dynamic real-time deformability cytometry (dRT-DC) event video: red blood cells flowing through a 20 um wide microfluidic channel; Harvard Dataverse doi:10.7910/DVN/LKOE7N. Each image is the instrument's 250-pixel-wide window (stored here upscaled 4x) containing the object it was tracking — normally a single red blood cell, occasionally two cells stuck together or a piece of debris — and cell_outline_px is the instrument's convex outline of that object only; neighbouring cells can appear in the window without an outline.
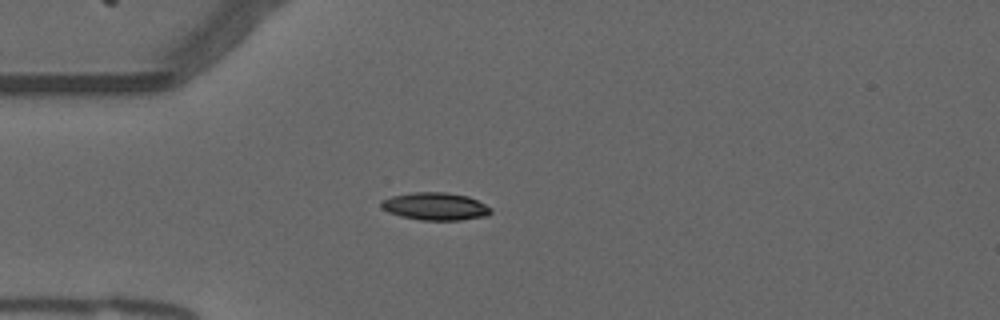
{"species": "common noctule bat (a hibernating species)", "species_latin": "Nyctalus noctula", "temperature_condition": "warm", "stored_images_in_passage": 41, "camera_frame_rate_fps": 3000, "um_per_image_px": 0.085, "animal": {"sex": "male", "forearm_length_mm": 52.5}, "frame": {"image": 1, "passage_image": 1, "time_ms": 0.0, "image_size_px": [1000, 320], "cell_outline_px": [[492, 212], [488, 216], [460, 220], [420, 220], [400, 216], [388, 212], [380, 208], [380, 200], [392, 196], [412, 192], [444, 192], [468, 196], [492, 208]], "centroid_in_image_um": [36.98, 17.54], "position_along_channel_um": 48.0, "area_um2": 17.8}}
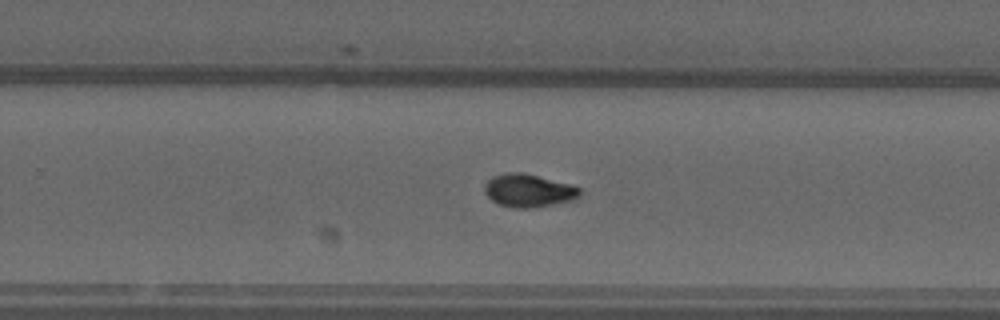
{"frame": {"image": 2, "passage_image": 21, "time_ms": 6.667, "image_size_px": [1000, 320], "cell_outline_px": [[580, 196], [576, 200], [536, 208], [512, 208], [496, 204], [484, 192], [484, 184], [492, 176], [504, 172], [520, 172], [572, 184], [580, 188]], "centroid_in_image_um": [44.93, 16.21], "position_along_channel_um": 284.9, "area_um2": 18.73}}
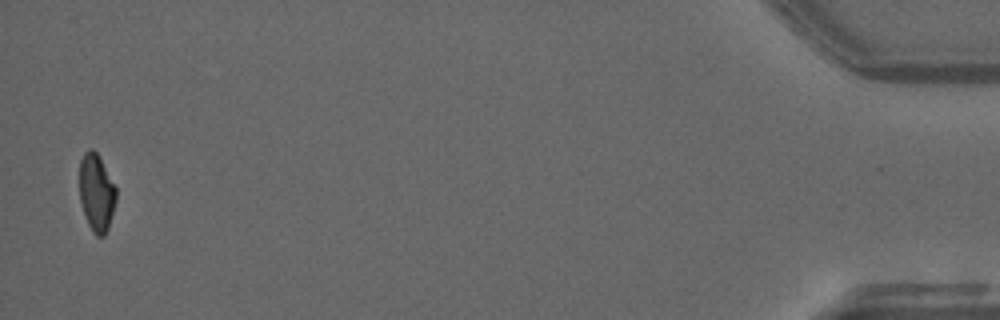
{"frame": {"image": 3, "passage_image": 40, "time_ms": 13.0, "image_size_px": [1000, 320], "cell_outline_px": [[116, 200], [108, 228], [104, 236], [96, 236], [92, 232], [88, 224], [80, 200], [80, 160], [84, 152], [88, 148], [92, 148], [100, 156], [116, 188]], "centroid_in_image_um": [8.2, 16.35], "position_along_channel_um": 427.0, "area_um2": 16.53}, "authors_computed_cell_mechanics": {"area_um2": 17.5134, "velocity_mm_per_s": 3.7502, "shape_relaxation_time_tau1_ms": 6.0724, "shape_relaxation_time_tau2_ms": 4.3568, "deformation_change_tau1": 0.1952, "deformation_change_tau2": 0.0755}}